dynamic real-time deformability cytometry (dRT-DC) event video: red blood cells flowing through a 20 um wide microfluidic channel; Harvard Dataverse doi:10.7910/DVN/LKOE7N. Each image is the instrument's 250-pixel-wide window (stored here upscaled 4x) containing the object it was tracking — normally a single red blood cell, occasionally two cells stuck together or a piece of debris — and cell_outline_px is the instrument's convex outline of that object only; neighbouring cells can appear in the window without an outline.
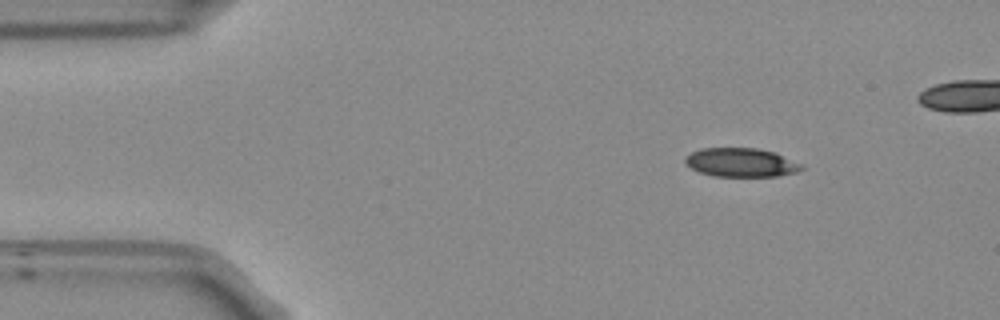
{"species": "Egyptian fruit bat (a non-hibernating species)", "species_latin": "Rousettus aegyptiacus", "temperature_condition": "room temperature", "stored_images_in_passage": 42, "camera_frame_rate_fps": 3000, "um_per_image_px": 0.085, "frame": {"image": 1, "passage_image": 1, "time_ms": 0.0, "image_size_px": [1000, 320], "cell_outline_px": [[804, 168], [796, 172], [776, 176], [716, 176], [700, 172], [692, 168], [684, 160], [684, 156], [700, 148], [756, 148], [776, 152], [804, 164]], "centroid_in_image_um": [63.03, 13.8], "position_along_channel_um": 22.0, "area_um2": 19.59}}
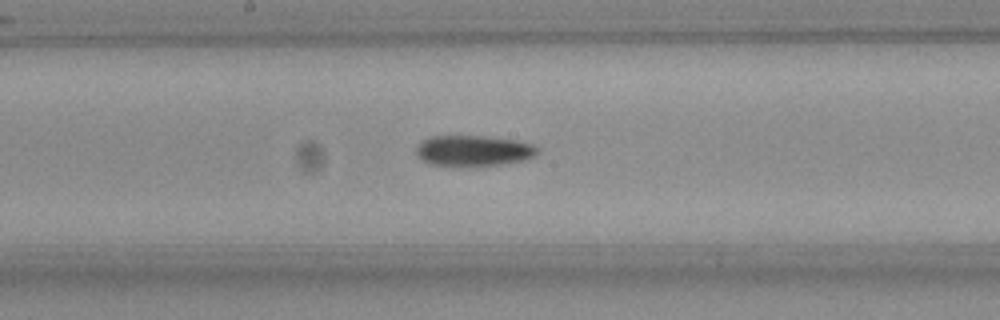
{"frame": {"image": 2, "passage_image": 21, "time_ms": 6.667, "image_size_px": [1000, 320], "cell_outline_px": [[536, 152], [532, 156], [520, 160], [496, 164], [432, 164], [424, 160], [416, 152], [416, 148], [420, 140], [428, 136], [484, 136], [516, 140], [532, 144], [536, 148]], "centroid_in_image_um": [40.18, 12.75], "position_along_channel_um": 208.0, "area_um2": 20.75}}
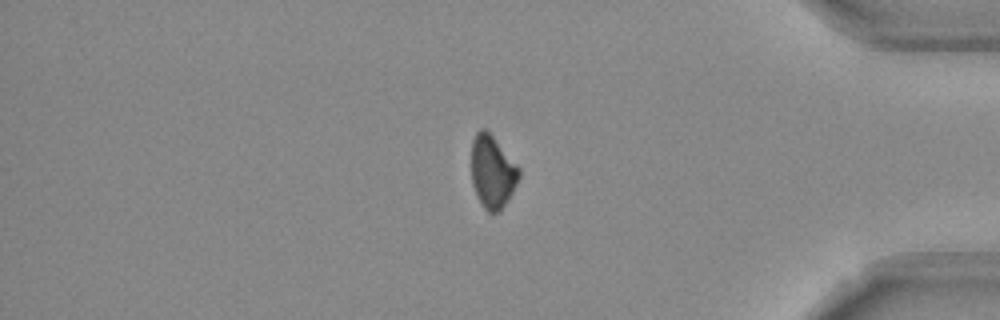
{"frame": {"image": 3, "passage_image": 38, "time_ms": 12.333, "image_size_px": [1000, 320], "cell_outline_px": [[520, 176], [508, 200], [500, 212], [488, 212], [484, 208], [472, 184], [472, 140], [476, 132], [480, 128], [484, 128], [492, 136], [520, 168]], "centroid_in_image_um": [41.86, 14.6], "position_along_channel_um": 393.3, "area_um2": 19.88}}